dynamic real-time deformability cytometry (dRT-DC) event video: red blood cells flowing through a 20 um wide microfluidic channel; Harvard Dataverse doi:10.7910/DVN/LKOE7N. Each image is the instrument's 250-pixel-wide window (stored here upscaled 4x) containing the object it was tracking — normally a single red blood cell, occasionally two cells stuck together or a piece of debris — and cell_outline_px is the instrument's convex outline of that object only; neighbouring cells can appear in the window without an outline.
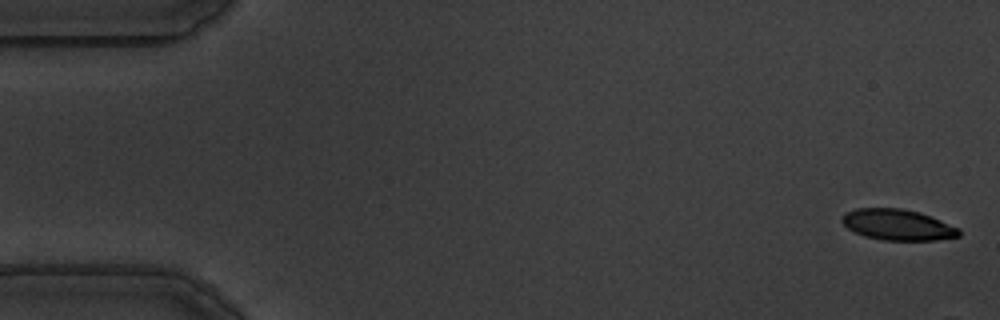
{"species": "common noctule bat (a hibernating species)", "species_latin": "Nyctalus noctula", "temperature_condition": "warm", "stored_images_in_passage": 8, "camera_frame_rate_fps": 3000, "um_per_image_px": 0.085, "animal": {"sex": "male", "body_mass_g": 19.5, "forearm_length_mm": 54.6}, "frame": {"image": 1, "passage_image": 2, "time_ms": 0.333, "image_size_px": [1000, 320], "cell_outline_px": [[960, 236], [936, 240], [884, 240], [864, 236], [848, 228], [840, 220], [840, 216], [844, 212], [856, 208], [900, 208], [920, 212], [932, 216], [960, 228]], "centroid_in_image_um": [76.3, 19.09], "position_along_channel_um": 8.7, "area_um2": 21.27}}